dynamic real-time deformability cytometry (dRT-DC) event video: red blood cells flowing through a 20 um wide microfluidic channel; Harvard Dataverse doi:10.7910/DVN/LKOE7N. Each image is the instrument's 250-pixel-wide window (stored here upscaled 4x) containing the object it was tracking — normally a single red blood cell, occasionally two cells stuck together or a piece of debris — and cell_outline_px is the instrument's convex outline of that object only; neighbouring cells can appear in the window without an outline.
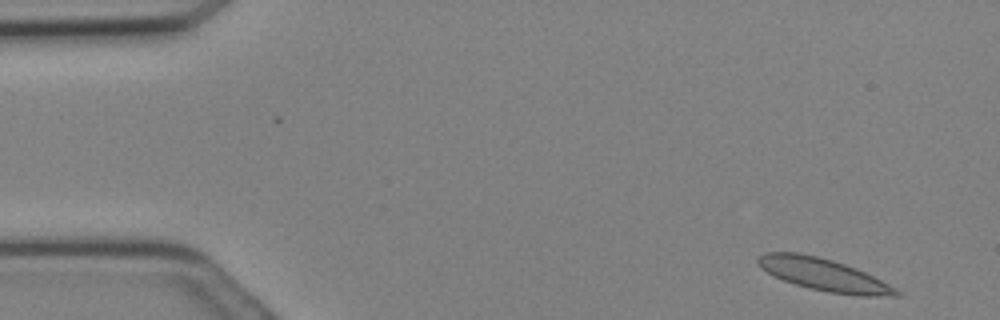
{"species": "Egyptian fruit bat (a non-hibernating species)", "species_latin": "Rousettus aegyptiacus", "temperature_condition": "cold", "stored_images_in_passage": 19, "camera_frame_rate_fps": 3000, "um_per_image_px": 0.085, "animal": {"sex": "female"}, "frame": {"image": 1, "passage_image": 1, "time_ms": 0.0, "image_size_px": [1000, 320], "cell_outline_px": [[900, 296], [860, 296], [828, 292], [796, 284], [784, 280], [760, 268], [756, 264], [756, 256], [764, 252], [796, 252], [816, 256], [832, 260], [856, 268], [896, 288], [900, 292]], "centroid_in_image_um": [69.98, 23.33], "position_along_channel_um": 15.0, "area_um2": 25.78}}
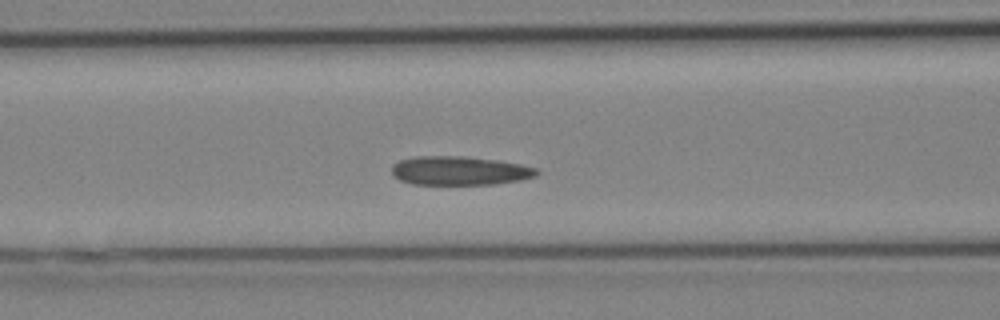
{"frame": {"image": 2, "passage_image": 11, "time_ms": 3.333, "image_size_px": [1000, 320], "cell_outline_px": [[540, 172], [536, 176], [520, 180], [492, 184], [412, 184], [400, 180], [392, 172], [392, 164], [400, 160], [416, 156], [464, 156], [496, 160], [520, 164], [536, 168]], "centroid_in_image_um": [39.06, 14.5], "position_along_channel_um": 127.5, "area_um2": 24.28}}
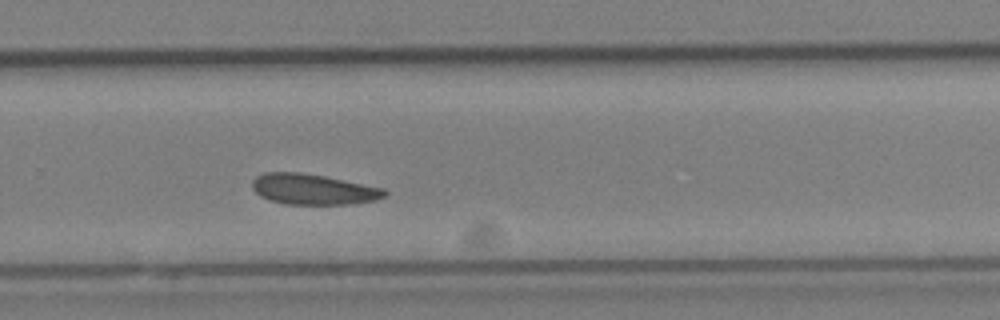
{"frame": {"image": 3, "passage_image": 19, "time_ms": 6.0, "image_size_px": [1000, 320], "cell_outline_px": [[388, 192], [384, 196], [376, 200], [352, 204], [284, 204], [268, 200], [260, 196], [252, 188], [252, 180], [256, 176], [264, 172], [300, 172], [324, 176], [384, 188]], "centroid_in_image_um": [26.59, 16.09], "position_along_channel_um": 303.2, "area_um2": 23.7}}